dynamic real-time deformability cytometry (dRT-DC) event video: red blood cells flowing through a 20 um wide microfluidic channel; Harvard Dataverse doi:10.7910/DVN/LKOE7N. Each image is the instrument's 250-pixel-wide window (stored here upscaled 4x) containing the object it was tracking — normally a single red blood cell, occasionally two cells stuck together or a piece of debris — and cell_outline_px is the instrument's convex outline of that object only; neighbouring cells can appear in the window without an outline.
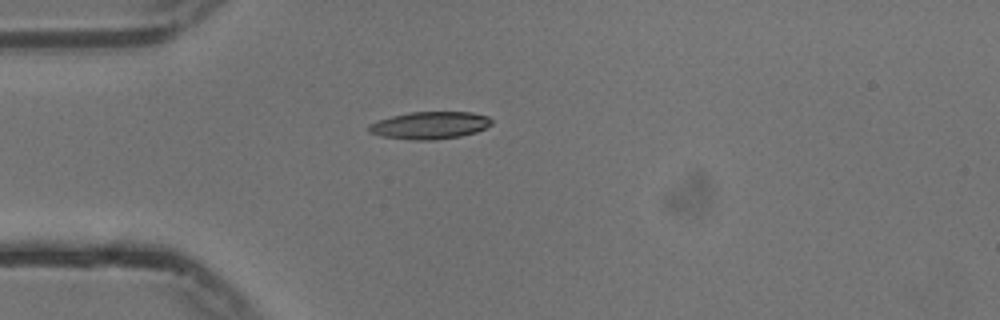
{"species": "common noctule bat (a hibernating species)", "species_latin": "Nyctalus noctula", "temperature_condition": "cold", "stored_images_in_passage": 41, "camera_frame_rate_fps": 3000, "um_per_image_px": 0.085, "animal": {"sex": "male", "body_mass_g": 13.3}, "frame": {"image": 1, "passage_image": 1, "time_ms": 0.0, "image_size_px": [1000, 320], "cell_outline_px": [[492, 124], [476, 132], [460, 136], [432, 140], [412, 140], [380, 136], [368, 132], [368, 124], [392, 116], [408, 112], [472, 112], [488, 116], [492, 120]], "centroid_in_image_um": [36.52, 10.65], "position_along_channel_um": 48.5, "area_um2": 19.59}}
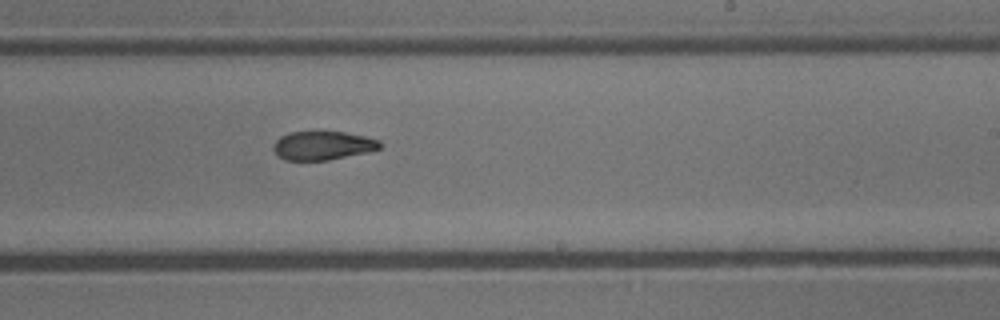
{"frame": {"image": 2, "passage_image": 19, "time_ms": 6.0, "image_size_px": [1000, 320], "cell_outline_px": [[380, 148], [368, 152], [328, 160], [284, 160], [272, 148], [276, 140], [280, 136], [288, 132], [316, 128], [320, 128], [344, 132], [364, 136], [380, 140]], "centroid_in_image_um": [27.4, 12.31], "position_along_channel_um": 261.6, "area_um2": 18.55}}
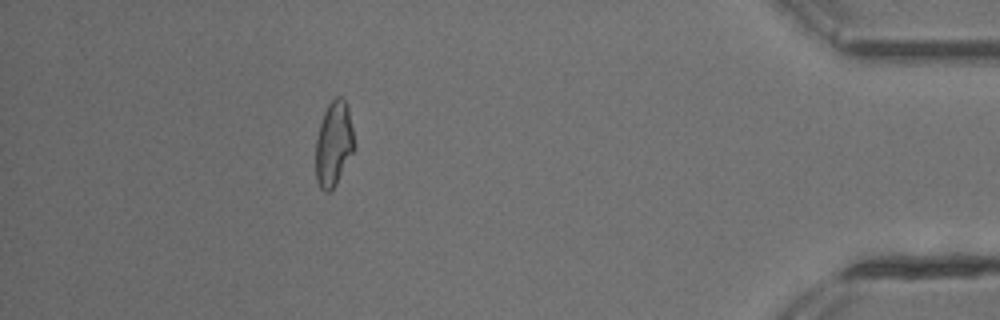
{"frame": {"image": 3, "passage_image": 35, "time_ms": 11.333, "image_size_px": [1000, 320], "cell_outline_px": [[356, 148], [336, 184], [328, 192], [324, 192], [320, 188], [316, 180], [316, 140], [320, 124], [324, 112], [328, 104], [336, 96], [340, 96], [344, 100], [348, 108], [356, 144]], "centroid_in_image_um": [28.38, 12.24], "position_along_channel_um": 406.8, "area_um2": 19.19}, "authors_computed_cell_mechanics": {"area_um2": 19.1318, "velocity_mm_per_s": 3.7532, "shape_relaxation_time_tau1_ms": 6.0837, "shape_relaxation_time_tau2_ms": 4.1505, "deformation_change_tau1": 0.192, "deformation_change_tau2": 0.118}}